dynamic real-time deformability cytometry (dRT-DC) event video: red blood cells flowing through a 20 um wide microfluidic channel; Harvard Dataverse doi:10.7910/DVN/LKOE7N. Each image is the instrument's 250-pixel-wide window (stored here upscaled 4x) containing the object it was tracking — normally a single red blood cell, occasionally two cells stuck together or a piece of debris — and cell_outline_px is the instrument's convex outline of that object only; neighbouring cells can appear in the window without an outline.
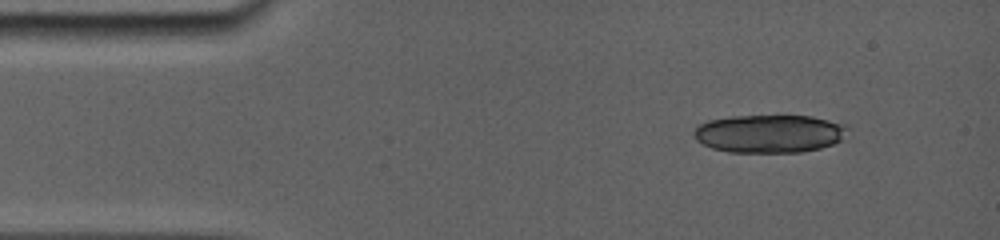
{"species": "common noctule bat (a hibernating species)", "species_latin": "Nyctalus noctula", "temperature_condition": "room temperature", "stored_images_in_passage": 4, "camera_frame_rate_fps": 5000, "um_per_image_px": 0.085, "animal": {"sex": "female", "body_mass_g": 19.0, "forearm_length_mm": 56.7}, "frame": {"image": 1, "passage_image": 2, "time_ms": 0.8, "image_size_px": [1000, 240], "cell_outline_px": [[840, 136], [836, 140], [828, 144], [816, 148], [796, 152], [732, 152], [716, 148], [704, 144], [696, 136], [696, 128], [700, 124], [708, 120], [736, 116], [808, 116], [824, 120], [836, 124], [840, 128]], "centroid_in_image_um": [65.23, 11.35], "position_along_channel_um": 19.8, "area_um2": 32.14}}